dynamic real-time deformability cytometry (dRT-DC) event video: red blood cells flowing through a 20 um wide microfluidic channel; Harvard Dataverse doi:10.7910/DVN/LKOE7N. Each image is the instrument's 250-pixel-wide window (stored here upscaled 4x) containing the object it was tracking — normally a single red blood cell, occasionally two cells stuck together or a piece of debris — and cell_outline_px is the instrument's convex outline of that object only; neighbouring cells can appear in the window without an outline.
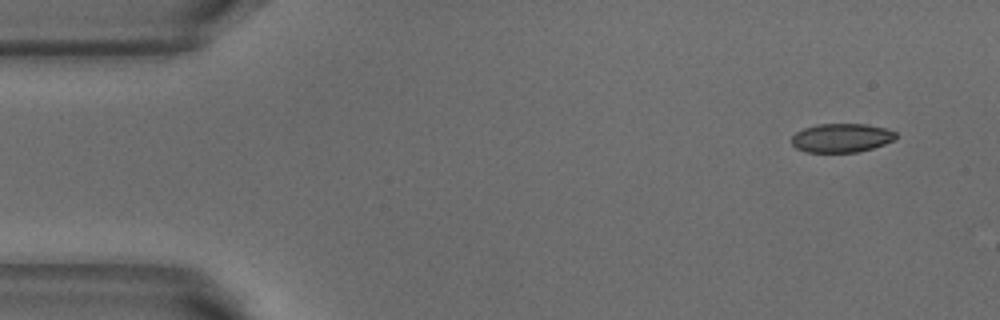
{"species": "common noctule bat (a hibernating species)", "species_latin": "Nyctalus noctula", "temperature_condition": "warm", "stored_images_in_passage": 4, "camera_frame_rate_fps": 3000, "um_per_image_px": 0.085, "animal": {"sex": "male", "body_mass_g": 18.8}, "frame": {"image": 1, "passage_image": 1, "time_ms": 0.0, "image_size_px": [1000, 320], "cell_outline_px": [[896, 140], [872, 148], [856, 152], [804, 152], [796, 148], [792, 144], [792, 136], [796, 132], [804, 128], [816, 124], [864, 124], [888, 128], [896, 132]], "centroid_in_image_um": [71.53, 11.72], "position_along_channel_um": 13.5, "area_um2": 17.63}}
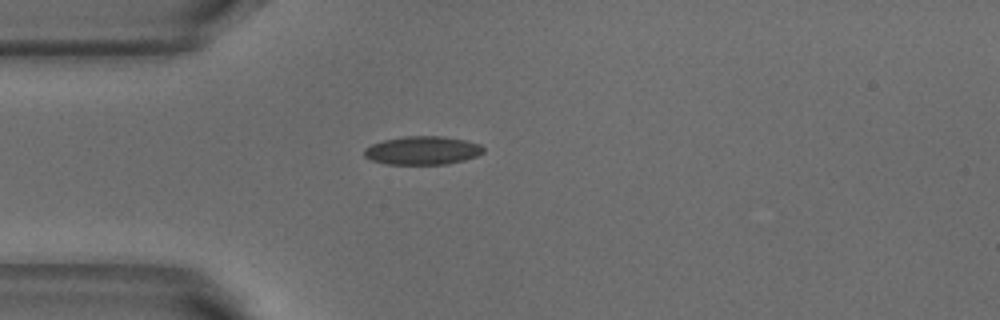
{"frame": {"image": 2, "passage_image": 4, "time_ms": 1.0, "image_size_px": [1000, 320], "cell_outline_px": [[484, 152], [476, 156], [464, 160], [448, 164], [388, 164], [372, 160], [364, 156], [364, 148], [372, 144], [384, 140], [404, 136], [444, 136], [464, 140], [480, 144], [484, 148]], "centroid_in_image_um": [35.92, 12.78], "position_along_channel_um": 49.1, "area_um2": 19.71}}